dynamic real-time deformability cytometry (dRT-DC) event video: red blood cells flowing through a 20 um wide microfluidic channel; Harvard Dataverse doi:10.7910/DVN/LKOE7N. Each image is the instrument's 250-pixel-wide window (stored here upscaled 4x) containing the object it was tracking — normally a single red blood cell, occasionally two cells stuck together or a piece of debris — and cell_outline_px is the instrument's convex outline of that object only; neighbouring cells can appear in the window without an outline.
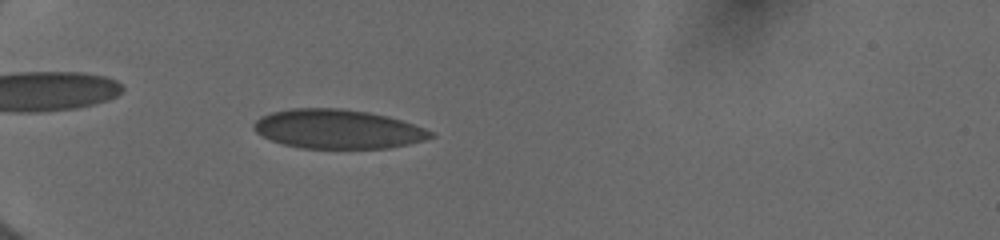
{"species": "human", "species_latin": "Homo sapiens", "temperature_condition": "cold", "stored_images_in_passage": 42, "camera_frame_rate_fps": 3000, "um_per_image_px": 0.085, "donor": {"sex": "female"}, "frame": {"image": 1, "passage_image": 11, "time_ms": 5.0, "image_size_px": [1000, 240], "cell_outline_px": [[436, 136], [424, 140], [408, 144], [388, 148], [300, 148], [284, 144], [272, 140], [256, 132], [252, 128], [252, 124], [260, 116], [272, 112], [292, 108], [340, 108], [368, 112], [388, 116], [424, 128], [432, 132]], "centroid_in_image_um": [28.69, 10.97], "position_along_channel_um": 56.3, "area_um2": 40.23}}
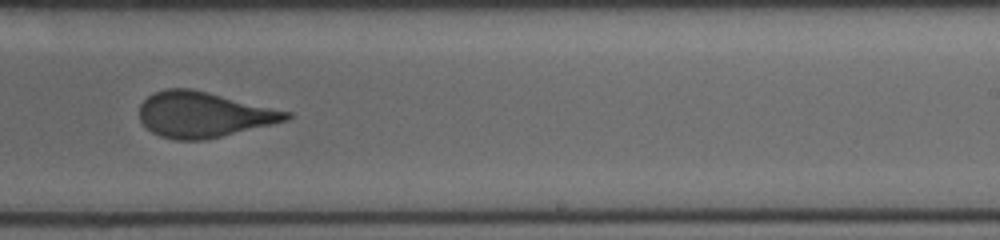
{"frame": {"image": 2, "passage_image": 25, "time_ms": 11.0, "image_size_px": [1000, 240], "cell_outline_px": [[292, 116], [288, 120], [204, 140], [176, 140], [160, 136], [152, 132], [140, 120], [140, 104], [148, 96], [156, 92], [168, 88], [192, 88], [292, 112]], "centroid_in_image_um": [17.3, 9.73], "position_along_channel_um": 271.7, "area_um2": 38.73}}
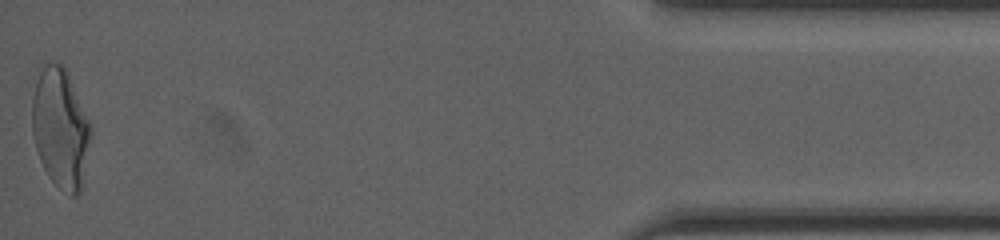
{"frame": {"image": 3, "passage_image": 42, "time_ms": 16.667, "image_size_px": [1000, 240], "cell_outline_px": [[92, 136], [80, 192], [76, 196], [72, 196], [60, 188], [48, 176], [40, 160], [36, 148], [32, 132], [32, 96], [36, 68], [44, 60], [60, 64], [68, 72], [92, 124]], "centroid_in_image_um": [5.13, 10.79], "position_along_channel_um": 430.1, "area_um2": 41.96}, "authors_computed_cell_mechanics": {"area_um2": 39.5352, "velocity_mm_per_s": 4.0039, "shape_relaxation_time_tau1_ms": 7.9933, "shape_relaxation_time_tau2_ms": null, "deformation_change_tau1": 0.1994, "deformation_change_tau2": null}}